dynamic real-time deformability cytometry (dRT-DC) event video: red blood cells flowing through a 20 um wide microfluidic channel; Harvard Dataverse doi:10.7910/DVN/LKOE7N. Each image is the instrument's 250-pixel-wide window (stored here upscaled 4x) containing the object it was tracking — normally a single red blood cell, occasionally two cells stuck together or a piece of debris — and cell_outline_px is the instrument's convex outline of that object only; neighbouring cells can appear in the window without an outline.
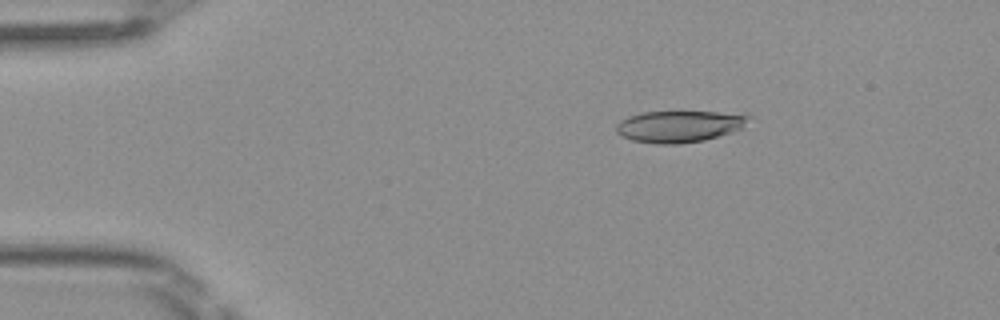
{"species": "Egyptian fruit bat (a non-hibernating species)", "species_latin": "Rousettus aegyptiacus", "temperature_condition": "room temperature", "stored_images_in_passage": 49, "camera_frame_rate_fps": 3000, "um_per_image_px": 0.085, "frame": {"image": 1, "passage_image": 8, "time_ms": 2.333, "image_size_px": [1000, 320], "cell_outline_px": [[752, 116], [744, 128], [732, 132], [704, 140], [680, 144], [656, 144], [632, 140], [620, 136], [616, 132], [616, 124], [620, 120], [628, 116], [640, 112], [748, 112]], "centroid_in_image_um": [57.8, 10.73], "position_along_channel_um": 27.2, "area_um2": 24.97}}
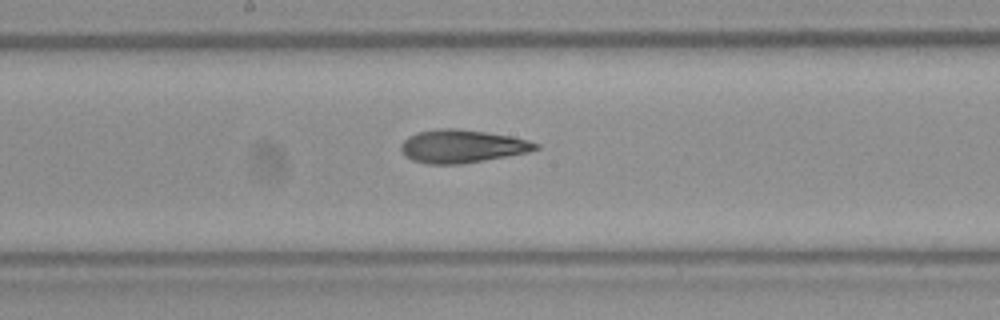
{"frame": {"image": 2, "passage_image": 26, "time_ms": 8.333, "image_size_px": [1000, 320], "cell_outline_px": [[540, 148], [528, 152], [460, 164], [428, 164], [412, 160], [404, 156], [400, 148], [400, 144], [408, 136], [416, 132], [436, 128], [460, 128], [512, 136], [528, 140], [540, 144]], "centroid_in_image_um": [39.24, 12.42], "position_along_channel_um": 209.0, "area_um2": 26.13}}
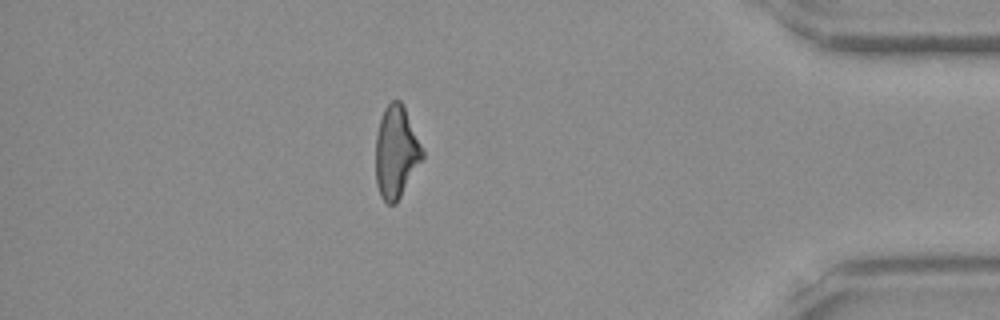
{"frame": {"image": 3, "passage_image": 43, "time_ms": 14.0, "image_size_px": [1000, 320], "cell_outline_px": [[424, 156], [396, 204], [388, 204], [380, 196], [376, 184], [376, 136], [380, 120], [384, 108], [392, 100], [400, 100], [404, 108], [424, 152]], "centroid_in_image_um": [33.65, 12.95], "position_along_channel_um": 401.5, "area_um2": 24.68}, "authors_computed_cell_mechanics": {"area_um2": 25.432, "velocity_mm_per_s": 4.1066, "shape_relaxation_time_tau1_ms": null, "shape_relaxation_time_tau2_ms": 2.8519, "deformation_change_tau1": null, "deformation_change_tau2": 0.1183}}